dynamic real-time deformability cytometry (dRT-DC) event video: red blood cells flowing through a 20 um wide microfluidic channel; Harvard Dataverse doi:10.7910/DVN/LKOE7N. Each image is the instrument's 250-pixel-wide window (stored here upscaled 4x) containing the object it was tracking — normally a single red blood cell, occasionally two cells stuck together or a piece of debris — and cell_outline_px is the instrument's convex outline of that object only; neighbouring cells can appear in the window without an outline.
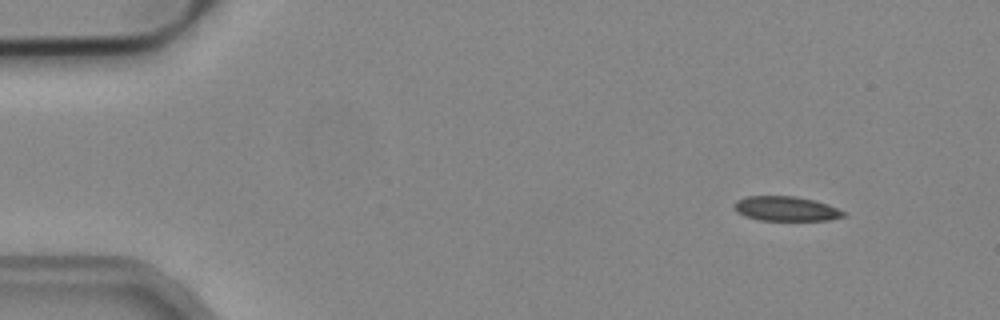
{"species": "common noctule bat (a hibernating species)", "species_latin": "Nyctalus noctula", "temperature_condition": "cold", "stored_images_in_passage": 5, "camera_frame_rate_fps": 3000, "um_per_image_px": 0.085, "animal": {"sex": "male", "body_mass_g": 19.2, "forearm_length_mm": 51.8}, "frame": {"image": 1, "passage_image": 1, "time_ms": 0.0, "image_size_px": [1000, 320], "cell_outline_px": [[844, 216], [828, 220], [760, 220], [744, 216], [736, 212], [732, 204], [736, 200], [748, 196], [796, 196], [828, 204], [844, 212]], "centroid_in_image_um": [66.74, 17.73], "position_along_channel_um": 18.3, "area_um2": 15.61}}
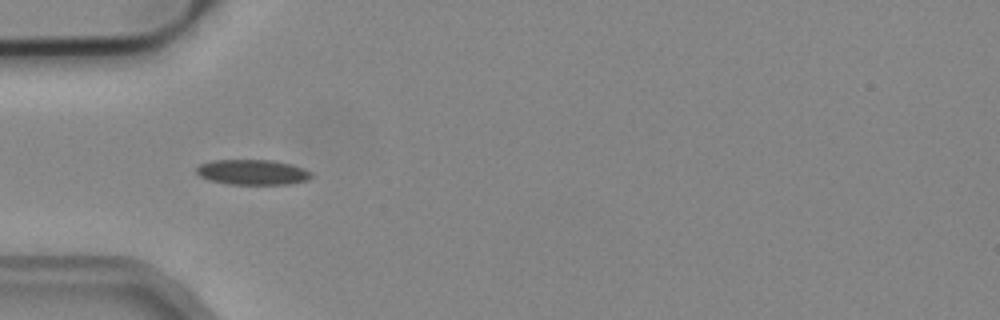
{"frame": {"image": 2, "passage_image": 4, "time_ms": 1.0, "image_size_px": [1000, 320], "cell_outline_px": [[312, 176], [308, 180], [292, 184], [228, 184], [208, 180], [200, 176], [196, 172], [196, 168], [200, 164], [212, 160], [276, 160], [292, 164], [304, 168], [312, 172]], "centroid_in_image_um": [21.49, 14.63], "position_along_channel_um": 63.5, "area_um2": 17.11}}